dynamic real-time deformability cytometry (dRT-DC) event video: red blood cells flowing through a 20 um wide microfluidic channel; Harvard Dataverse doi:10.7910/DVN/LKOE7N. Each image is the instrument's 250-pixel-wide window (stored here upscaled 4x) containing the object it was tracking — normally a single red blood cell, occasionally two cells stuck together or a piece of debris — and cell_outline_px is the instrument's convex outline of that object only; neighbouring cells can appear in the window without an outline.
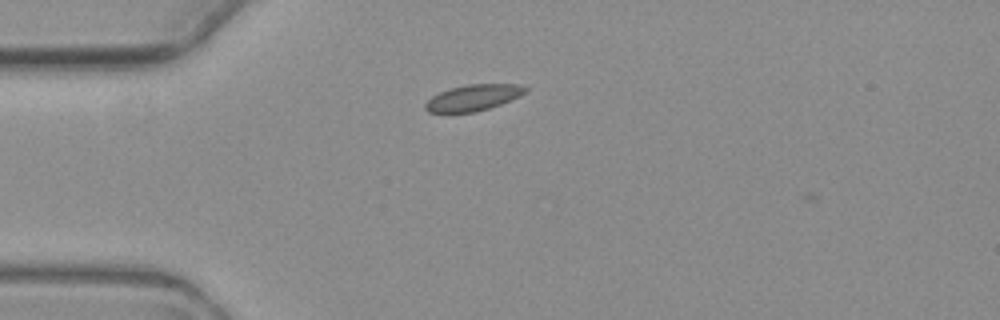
{"species": "common noctule bat (a hibernating species)", "species_latin": "Nyctalus noctula", "temperature_condition": "warm", "stored_images_in_passage": 2, "camera_frame_rate_fps": 3000, "um_per_image_px": 0.085, "animal": {"sex": "female", "body_mass_g": 19.3, "forearm_length_mm": 54.1}, "frame": {"image": 1, "passage_image": 1, "time_ms": 0.0, "image_size_px": [1000, 320], "cell_outline_px": [[528, 88], [520, 96], [500, 104], [476, 112], [428, 112], [424, 108], [424, 104], [432, 96], [440, 92], [452, 88], [468, 84], [520, 84]], "centroid_in_image_um": [40.22, 8.3], "position_along_channel_um": 44.8, "area_um2": 15.03}}